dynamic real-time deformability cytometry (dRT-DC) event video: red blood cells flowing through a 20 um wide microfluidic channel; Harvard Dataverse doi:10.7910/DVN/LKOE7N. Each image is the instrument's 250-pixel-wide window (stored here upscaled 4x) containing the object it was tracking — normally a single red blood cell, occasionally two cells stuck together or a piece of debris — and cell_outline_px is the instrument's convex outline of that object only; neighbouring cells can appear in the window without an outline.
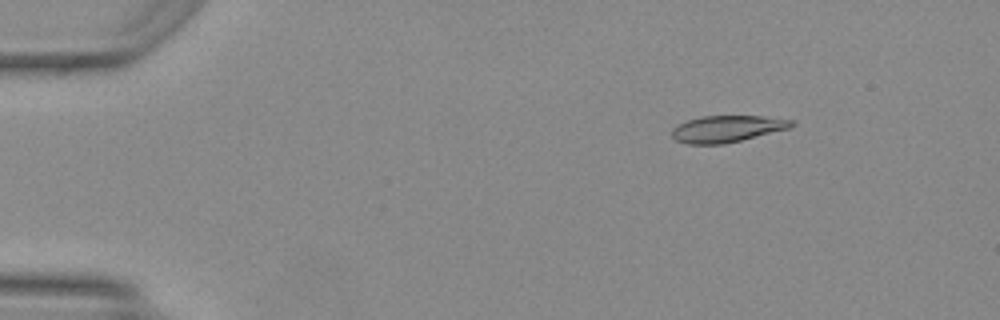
{"species": "Egyptian fruit bat (a non-hibernating species)", "species_latin": "Rousettus aegyptiacus", "temperature_condition": "warm", "stored_images_in_passage": 47, "camera_frame_rate_fps": 3000, "um_per_image_px": 0.085, "animal": {"sex": "female"}, "frame": {"image": 1, "passage_image": 5, "time_ms": 1.333, "image_size_px": [1000, 320], "cell_outline_px": [[796, 124], [788, 128], [724, 144], [688, 144], [676, 140], [672, 136], [672, 128], [688, 120], [704, 116], [760, 116], [792, 120]], "centroid_in_image_um": [61.77, 10.95], "position_along_channel_um": 23.2, "area_um2": 18.21}}
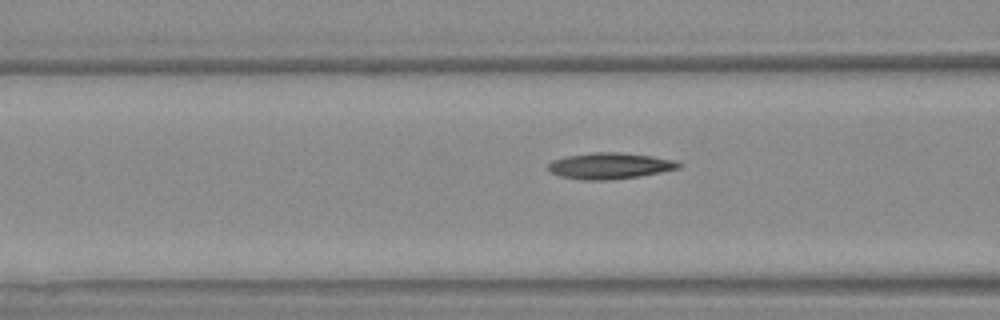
{"frame": {"image": 2, "passage_image": 18, "time_ms": 5.667, "image_size_px": [1000, 320], "cell_outline_px": [[684, 164], [680, 168], [640, 176], [608, 180], [580, 180], [560, 176], [544, 168], [552, 160], [568, 156], [592, 152], [620, 152], [652, 156], [676, 160]], "centroid_in_image_um": [51.84, 14.09], "position_along_channel_um": 114.8, "area_um2": 20.11}}
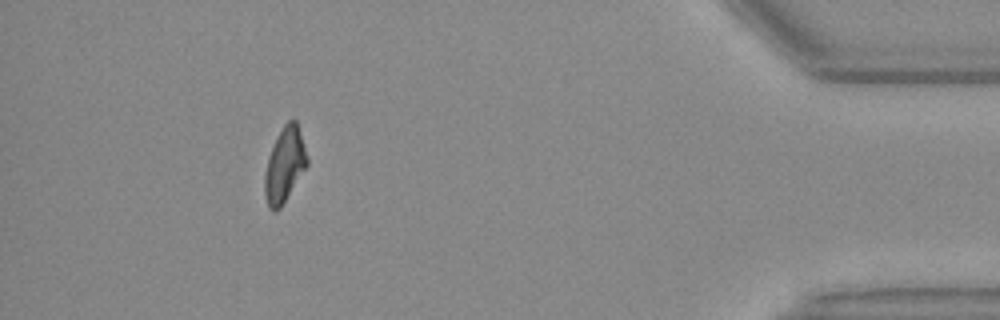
{"frame": {"image": 3, "passage_image": 43, "time_ms": 14.0, "image_size_px": [1000, 320], "cell_outline_px": [[308, 164], [280, 208], [268, 208], [264, 196], [264, 176], [268, 156], [284, 124], [288, 120], [296, 120], [308, 156]], "centroid_in_image_um": [24.19, 14.02], "position_along_channel_um": 411.0, "area_um2": 18.09}, "authors_computed_cell_mechanics": {"area_um2": 18.9006, "velocity_mm_per_s": 4.2033, "shape_relaxation_time_tau1_ms": 6.9996, "shape_relaxation_time_tau2_ms": 3.1109, "deformation_change_tau1": 0.2335, "deformation_change_tau2": 0.1139}}